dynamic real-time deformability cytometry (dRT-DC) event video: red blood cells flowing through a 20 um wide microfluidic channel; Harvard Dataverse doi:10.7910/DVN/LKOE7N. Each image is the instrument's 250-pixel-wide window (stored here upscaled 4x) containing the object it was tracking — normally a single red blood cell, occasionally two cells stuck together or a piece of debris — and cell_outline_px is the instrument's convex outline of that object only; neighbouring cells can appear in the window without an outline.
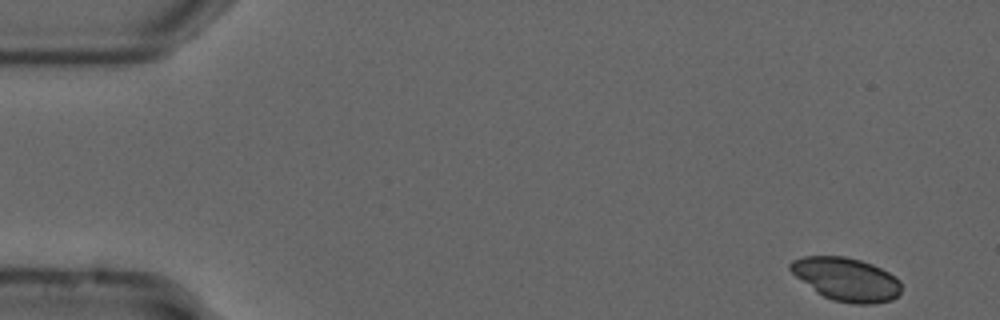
{"species": "common noctule bat (a hibernating species)", "species_latin": "Nyctalus noctula", "temperature_condition": "cold", "stored_images_in_passage": 53, "camera_frame_rate_fps": 3000, "um_per_image_px": 0.085, "animal": {"sex": "male", "forearm_length_mm": 52.5}, "frame": {"image": 1, "passage_image": 1, "time_ms": 0.0, "image_size_px": [1000, 320], "cell_outline_px": [[900, 292], [892, 300], [872, 304], [852, 304], [832, 300], [816, 292], [796, 276], [788, 268], [788, 264], [792, 260], [804, 256], [844, 256], [860, 260], [872, 264], [896, 276], [900, 280]], "centroid_in_image_um": [71.93, 23.73], "position_along_channel_um": 13.1, "area_um2": 27.98}}